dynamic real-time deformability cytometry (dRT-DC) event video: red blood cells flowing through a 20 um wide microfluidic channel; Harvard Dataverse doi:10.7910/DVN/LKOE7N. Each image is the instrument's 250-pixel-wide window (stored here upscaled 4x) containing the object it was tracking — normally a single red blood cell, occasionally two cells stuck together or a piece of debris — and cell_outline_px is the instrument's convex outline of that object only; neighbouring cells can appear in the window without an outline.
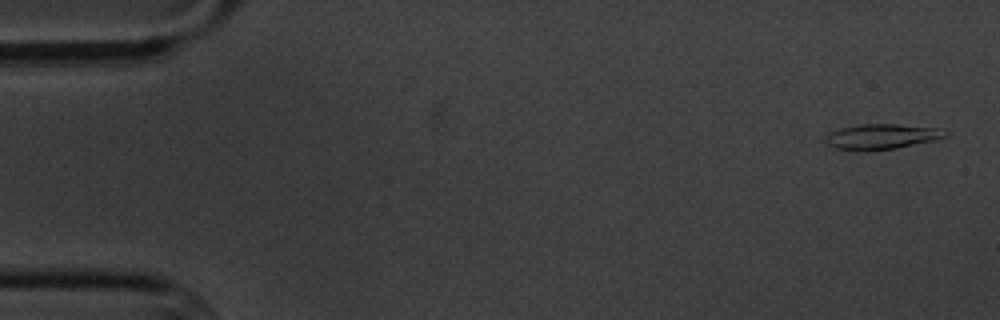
{"species": "common noctule bat (a hibernating species)", "species_latin": "Nyctalus noctula", "temperature_condition": "cold", "stored_images_in_passage": 5, "camera_frame_rate_fps": 3000, "um_per_image_px": 0.085, "animal": {"sex": "male", "body_mass_g": 20.1, "forearm_length_mm": 53.5}, "frame": {"image": 1, "passage_image": 1, "time_ms": 0.0, "image_size_px": [1000, 320], "cell_outline_px": [[948, 136], [936, 140], [896, 148], [832, 148], [824, 144], [824, 140], [828, 132], [840, 128], [860, 124], [896, 124], [940, 128], [948, 132]], "centroid_in_image_um": [74.96, 11.57], "position_along_channel_um": 10.0, "area_um2": 17.22}}
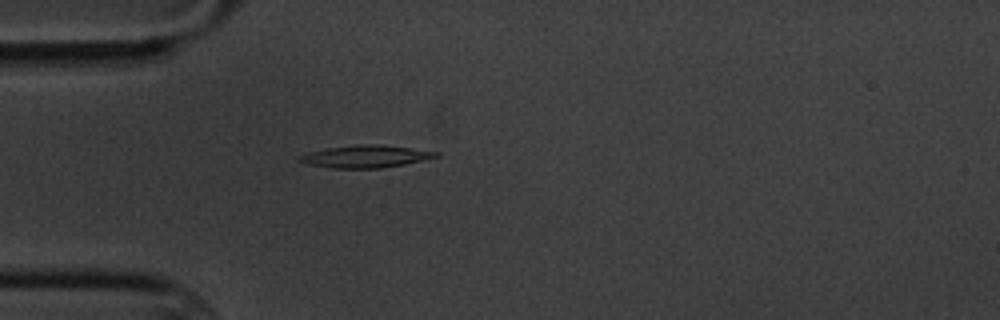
{"frame": {"image": 2, "passage_image": 5, "time_ms": 4.667, "image_size_px": [1000, 320], "cell_outline_px": [[440, 156], [404, 164], [380, 168], [332, 168], [308, 164], [296, 160], [300, 156], [308, 152], [328, 148], [360, 144], [380, 144], [440, 152]], "centroid_in_image_um": [31.08, 13.29], "position_along_channel_um": 53.9, "area_um2": 17.63}}